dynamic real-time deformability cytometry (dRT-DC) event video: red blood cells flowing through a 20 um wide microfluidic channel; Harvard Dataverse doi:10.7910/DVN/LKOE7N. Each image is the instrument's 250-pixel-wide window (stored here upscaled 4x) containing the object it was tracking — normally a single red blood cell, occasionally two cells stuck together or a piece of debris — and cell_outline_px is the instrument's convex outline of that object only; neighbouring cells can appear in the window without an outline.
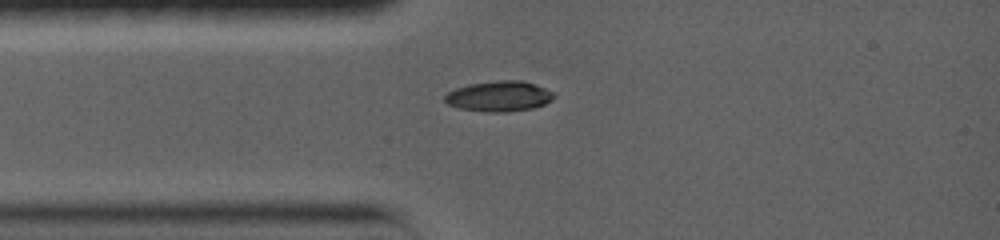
{"species": "common noctule bat (a hibernating species)", "species_latin": "Nyctalus noctula", "temperature_condition": "warm", "stored_images_in_passage": 57, "camera_frame_rate_fps": 5000, "um_per_image_px": 0.085, "animal": {"sex": "female", "body_mass_g": 19.0, "forearm_length_mm": 56.7}, "frame": {"image": 1, "passage_image": 1, "time_ms": 0.0, "image_size_px": [1000, 240], "cell_outline_px": [[556, 96], [552, 100], [544, 104], [532, 108], [500, 112], [488, 112], [460, 108], [448, 104], [444, 100], [444, 96], [448, 92], [456, 88], [468, 84], [496, 80], [520, 80], [536, 84], [552, 92]], "centroid_in_image_um": [42.41, 8.17], "position_along_channel_um": 42.6, "area_um2": 19.25}}
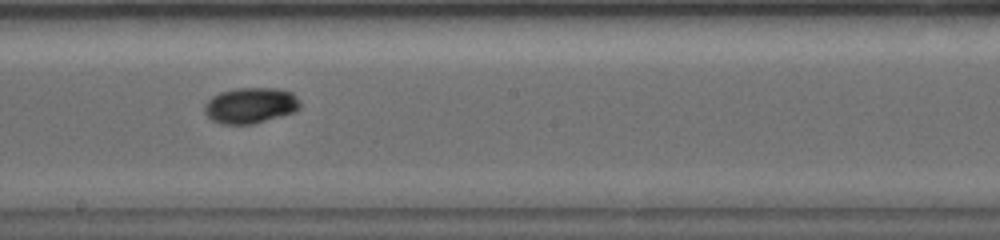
{"frame": {"image": 2, "passage_image": 20, "time_ms": 5.0, "image_size_px": [1000, 240], "cell_outline_px": [[300, 108], [292, 112], [264, 120], [248, 124], [224, 124], [212, 120], [204, 112], [204, 104], [212, 96], [220, 92], [236, 88], [276, 88], [292, 92], [300, 100]], "centroid_in_image_um": [21.27, 8.94], "position_along_channel_um": 226.9, "area_um2": 19.71}}
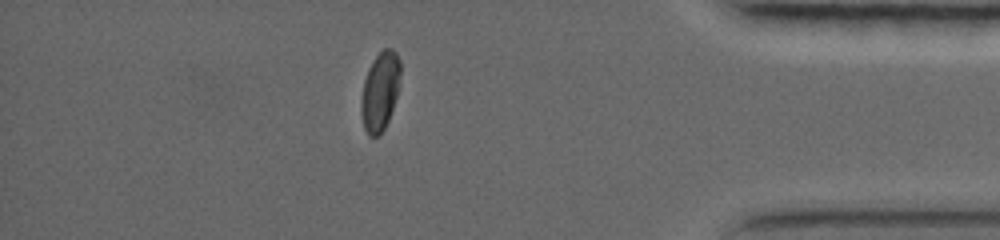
{"frame": {"image": 3, "passage_image": 42, "time_ms": 10.6, "image_size_px": [1000, 240], "cell_outline_px": [[400, 72], [396, 96], [392, 108], [384, 128], [376, 136], [372, 136], [368, 132], [364, 124], [364, 80], [368, 68], [376, 56], [384, 48], [392, 48], [396, 52], [400, 60]], "centroid_in_image_um": [32.36, 7.64], "position_along_channel_um": 402.8, "area_um2": 16.76}, "authors_computed_cell_mechanics": {"area_um2": 18.207, "velocity_mm_per_s": 3.744, "shape_relaxation_time_tau1_ms": 7.1215, "shape_relaxation_time_tau2_ms": null, "deformation_change_tau1": 0.2111, "deformation_change_tau2": null}}